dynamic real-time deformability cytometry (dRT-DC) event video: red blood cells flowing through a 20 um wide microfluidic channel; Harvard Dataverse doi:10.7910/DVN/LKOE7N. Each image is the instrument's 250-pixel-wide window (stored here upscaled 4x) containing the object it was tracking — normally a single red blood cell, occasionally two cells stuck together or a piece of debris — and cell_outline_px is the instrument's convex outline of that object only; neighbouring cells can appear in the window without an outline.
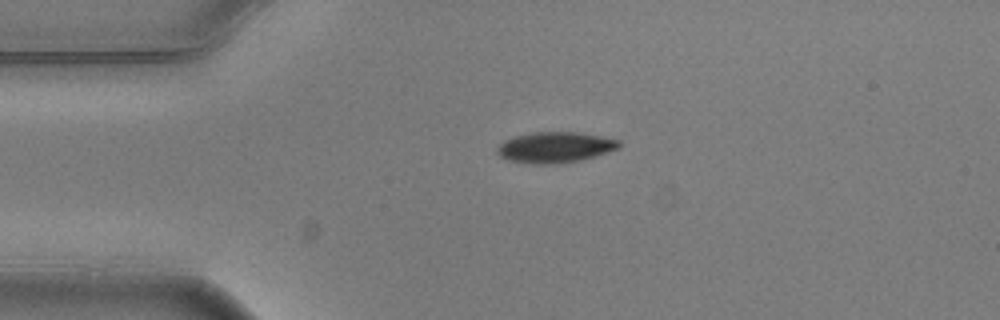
{"species": "common noctule bat (a hibernating species)", "species_latin": "Nyctalus noctula", "temperature_condition": "warm", "stored_images_in_passage": 2, "camera_frame_rate_fps": 3000, "um_per_image_px": 0.085, "animal": {"sex": "male", "body_mass_g": 20.5, "forearm_length_mm": 52.5}, "frame": {"image": 1, "passage_image": 1, "time_ms": 0.0, "image_size_px": [1000, 320], "cell_outline_px": [[620, 148], [596, 156], [580, 160], [552, 164], [532, 164], [508, 160], [500, 156], [496, 152], [496, 148], [504, 140], [516, 136], [532, 132], [576, 132], [600, 136], [620, 140]], "centroid_in_image_um": [47.17, 12.52], "position_along_channel_um": 37.8, "area_um2": 21.85}}